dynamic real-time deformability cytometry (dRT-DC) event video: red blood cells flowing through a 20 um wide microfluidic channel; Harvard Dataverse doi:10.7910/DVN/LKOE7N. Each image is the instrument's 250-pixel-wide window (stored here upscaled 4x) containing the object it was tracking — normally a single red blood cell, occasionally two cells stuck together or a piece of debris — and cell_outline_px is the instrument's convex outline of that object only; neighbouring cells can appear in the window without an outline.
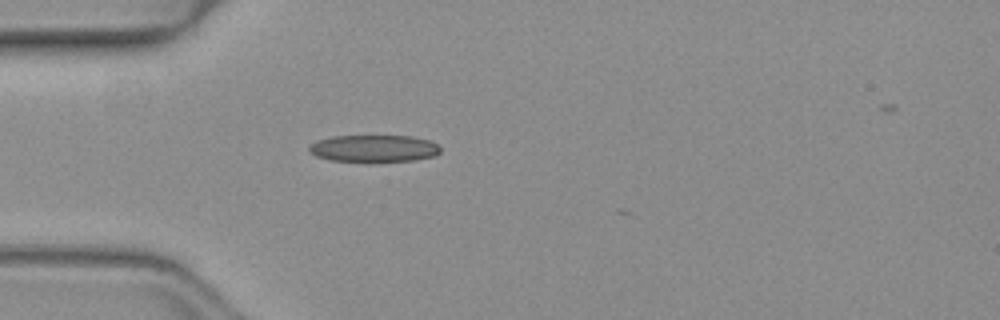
{"species": "common noctule bat (a hibernating species)", "species_latin": "Nyctalus noctula", "temperature_condition": "warm", "stored_images_in_passage": 21, "camera_frame_rate_fps": 3000, "um_per_image_px": 0.085, "animal": {"sex": "female", "body_mass_g": 19.3, "forearm_length_mm": 54.1}, "frame": {"image": 1, "passage_image": 1, "time_ms": 0.0, "image_size_px": [1000, 320], "cell_outline_px": [[440, 152], [436, 156], [416, 160], [368, 164], [332, 160], [316, 156], [308, 152], [308, 148], [312, 144], [320, 140], [332, 136], [412, 136], [432, 140], [440, 148]], "centroid_in_image_um": [31.82, 12.66], "position_along_channel_um": 53.2, "area_um2": 21.5}}
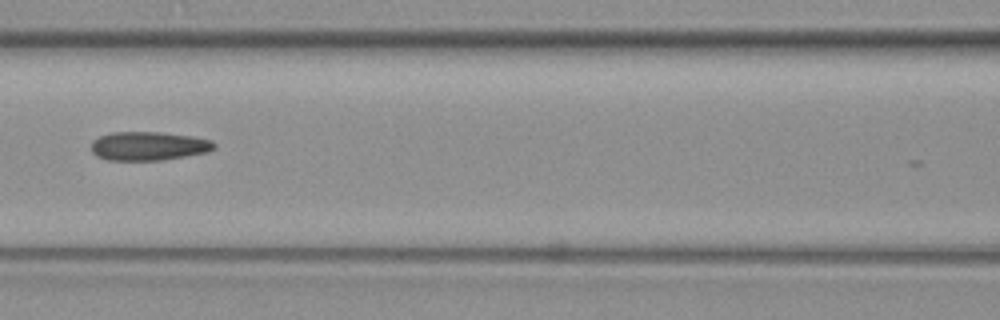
{"frame": {"image": 2, "passage_image": 9, "time_ms": 2.667, "image_size_px": [1000, 320], "cell_outline_px": [[216, 148], [208, 152], [160, 160], [108, 160], [96, 156], [92, 152], [92, 140], [100, 136], [112, 132], [160, 132], [192, 136], [212, 140], [216, 144]], "centroid_in_image_um": [12.64, 12.41], "position_along_channel_um": 154.0, "area_um2": 20.63}}
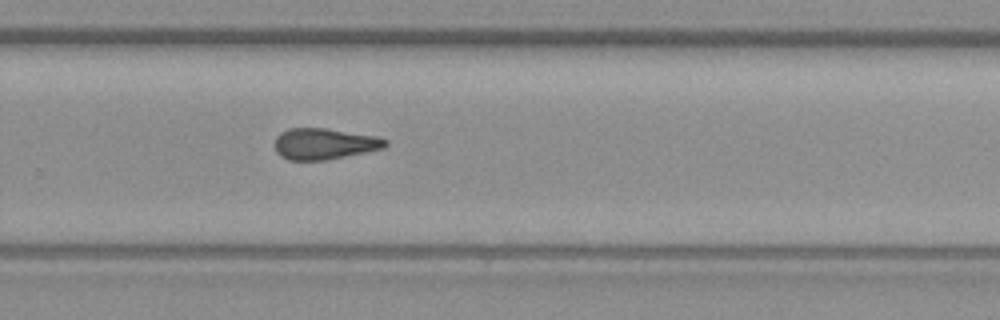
{"frame": {"image": 3, "passage_image": 20, "time_ms": 6.333, "image_size_px": [1000, 320], "cell_outline_px": [[388, 144], [384, 148], [324, 160], [288, 160], [280, 156], [276, 152], [276, 136], [280, 132], [288, 128], [324, 128], [376, 136], [388, 140]], "centroid_in_image_um": [27.54, 12.22], "position_along_channel_um": 302.3, "area_um2": 19.94}}